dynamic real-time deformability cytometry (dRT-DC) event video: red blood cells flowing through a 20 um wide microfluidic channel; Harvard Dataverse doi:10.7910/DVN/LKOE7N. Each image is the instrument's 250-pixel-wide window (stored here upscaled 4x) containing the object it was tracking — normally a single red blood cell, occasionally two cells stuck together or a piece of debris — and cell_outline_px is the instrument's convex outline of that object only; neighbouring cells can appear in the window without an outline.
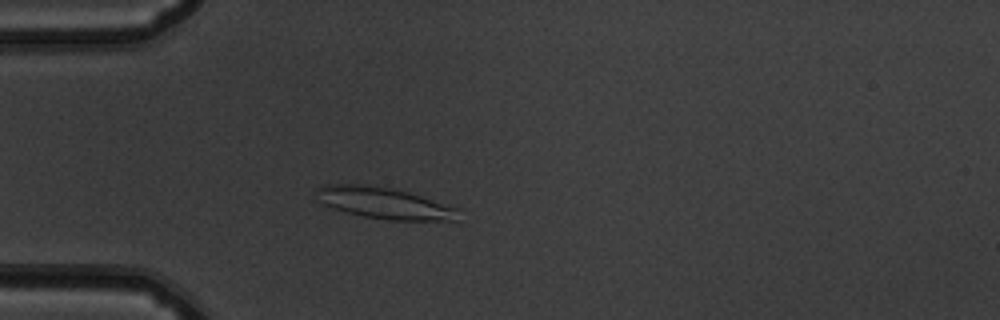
{"species": "common noctule bat (a hibernating species)", "species_latin": "Nyctalus noctula", "temperature_condition": "warm", "stored_images_in_passage": 45, "camera_frame_rate_fps": 3000, "um_per_image_px": 0.085, "animal": {"sex": "male", "body_mass_g": 19.5, "forearm_length_mm": 54.6}, "frame": {"image": 1, "passage_image": 8, "time_ms": 2.333, "image_size_px": [1000, 320], "cell_outline_px": [[460, 224], [456, 224], [388, 220], [364, 216], [348, 212], [324, 204], [316, 200], [316, 188], [320, 184], [360, 184], [392, 188], [408, 192], [460, 208]], "centroid_in_image_um": [32.85, 17.32], "position_along_channel_um": 52.1, "area_um2": 27.17}}
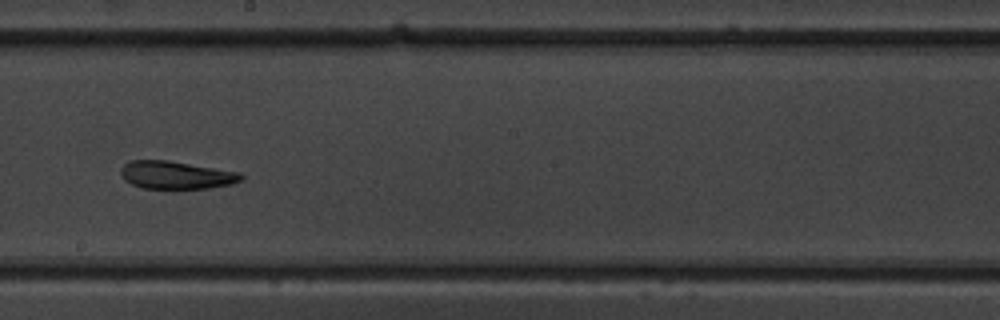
{"frame": {"image": 2, "passage_image": 23, "time_ms": 7.333, "image_size_px": [1000, 320], "cell_outline_px": [[244, 180], [232, 184], [208, 188], [144, 188], [132, 184], [124, 180], [120, 172], [120, 168], [124, 164], [132, 160], [168, 160], [240, 172], [244, 176]], "centroid_in_image_um": [14.99, 14.87], "position_along_channel_um": 233.2, "area_um2": 19.54}}
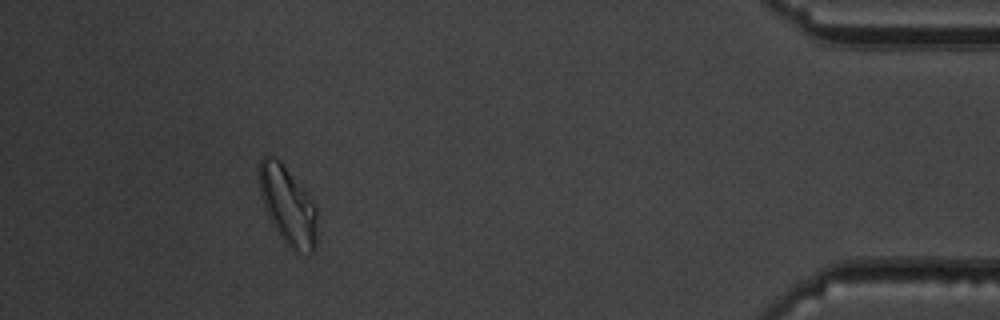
{"frame": {"image": 3, "passage_image": 41, "time_ms": 13.333, "image_size_px": [1000, 320], "cell_outline_px": [[316, 244], [312, 252], [308, 256], [288, 248], [284, 244], [272, 224], [268, 216], [260, 192], [260, 160], [268, 152], [276, 156], [280, 160], [316, 204]], "centroid_in_image_um": [24.48, 17.5], "position_along_channel_um": 410.7, "area_um2": 26.65}, "authors_computed_cell_mechanics": {"area_um2": 21.7328, "velocity_mm_per_s": 3.8515, "shape_relaxation_time_tau1_ms": null, "shape_relaxation_time_tau2_ms": 3.8335, "deformation_change_tau1": null, "deformation_change_tau2": 0.1124}}